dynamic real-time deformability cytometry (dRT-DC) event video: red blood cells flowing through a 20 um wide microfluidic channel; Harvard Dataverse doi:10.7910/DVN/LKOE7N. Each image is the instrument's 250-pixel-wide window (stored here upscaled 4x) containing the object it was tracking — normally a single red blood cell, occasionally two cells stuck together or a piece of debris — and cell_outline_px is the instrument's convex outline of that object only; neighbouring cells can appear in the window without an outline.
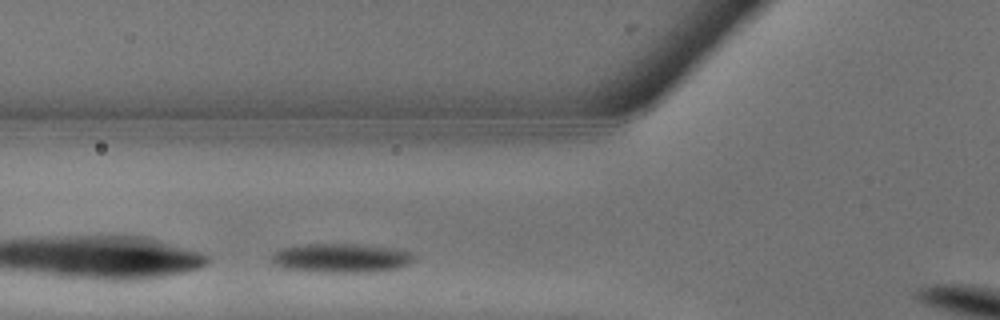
{"species": "common noctule bat (a hibernating species)", "species_latin": "Nyctalus noctula", "temperature_condition": "warm", "stored_images_in_passage": 4, "segment_of_instrument_passage": [1, 2], "camera_frame_rate_fps": 3000, "um_per_image_px": 0.085, "animal": {"sex": "male", "body_mass_g": 13.3}, "frame": {"image": 1, "passage_image": 3, "time_ms": 0.667, "image_size_px": [1000, 320], "cell_outline_px": [[412, 260], [408, 264], [396, 268], [356, 272], [328, 272], [280, 268], [272, 264], [272, 252], [280, 248], [296, 244], [360, 244], [396, 248], [408, 252], [412, 256]], "centroid_in_image_um": [28.87, 21.91], "position_along_channel_um": 96.9, "area_um2": 23.99}}